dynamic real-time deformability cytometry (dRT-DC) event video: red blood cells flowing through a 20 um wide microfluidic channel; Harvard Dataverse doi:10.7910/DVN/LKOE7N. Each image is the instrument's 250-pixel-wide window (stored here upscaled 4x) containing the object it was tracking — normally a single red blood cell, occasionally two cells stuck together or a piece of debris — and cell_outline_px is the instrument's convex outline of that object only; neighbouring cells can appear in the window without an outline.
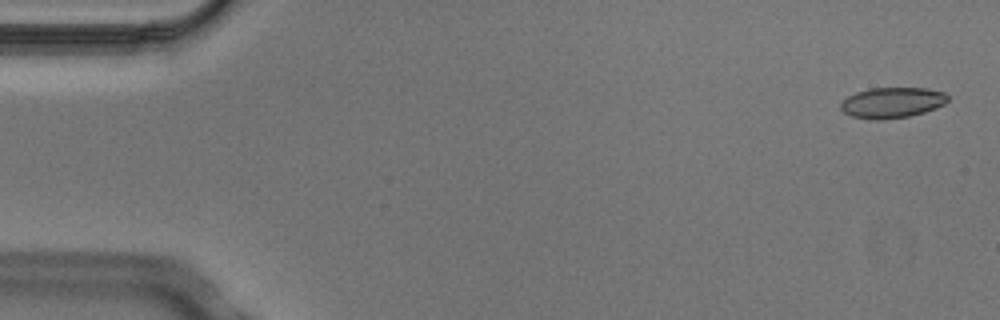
{"species": "Egyptian fruit bat (a non-hibernating species)", "species_latin": "Rousettus aegyptiacus", "temperature_condition": "cold", "stored_images_in_passage": 6, "camera_frame_rate_fps": 3000, "um_per_image_px": 0.085, "animal": {"sex": "male"}, "frame": {"image": 1, "passage_image": 1, "time_ms": 0.0, "image_size_px": [1000, 320], "cell_outline_px": [[948, 100], [944, 104], [936, 108], [924, 112], [908, 116], [880, 120], [876, 120], [852, 116], [844, 112], [840, 108], [840, 104], [848, 96], [856, 92], [872, 88], [928, 88], [944, 92], [948, 96]], "centroid_in_image_um": [75.84, 8.72], "position_along_channel_um": 9.2, "area_um2": 19.02}}
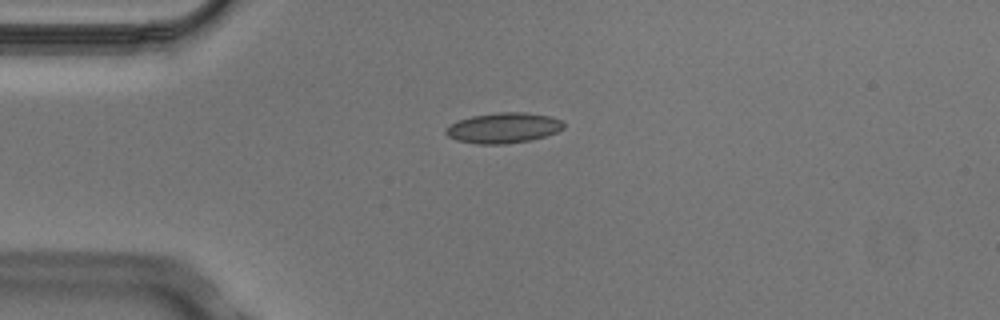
{"frame": {"image": 2, "passage_image": 4, "time_ms": 1.0, "image_size_px": [1000, 320], "cell_outline_px": [[564, 128], [556, 132], [532, 140], [504, 144], [476, 144], [456, 140], [448, 136], [444, 132], [444, 128], [460, 120], [472, 116], [500, 112], [524, 112], [552, 116], [564, 120]], "centroid_in_image_um": [42.82, 10.87], "position_along_channel_um": 42.2, "area_um2": 20.98}}